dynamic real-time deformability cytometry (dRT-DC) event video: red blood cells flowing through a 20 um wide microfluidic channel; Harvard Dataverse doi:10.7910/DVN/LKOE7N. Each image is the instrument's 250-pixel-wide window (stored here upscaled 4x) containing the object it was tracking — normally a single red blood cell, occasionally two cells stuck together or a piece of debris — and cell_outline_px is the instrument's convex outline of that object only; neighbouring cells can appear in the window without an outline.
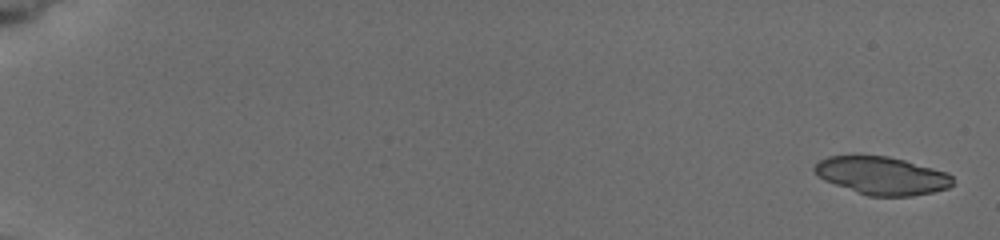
{"species": "common noctule bat (a hibernating species)", "species_latin": "Nyctalus noctula", "temperature_condition": "cold", "stored_images_in_passage": 16, "camera_frame_rate_fps": 3000, "um_per_image_px": 0.085, "animal": {"sex": "female", "body_mass_g": 19.5, "forearm_length_mm": 54.1}, "frame": {"image": 1, "passage_image": 1, "time_ms": 0.0, "image_size_px": [1000, 240], "cell_outline_px": [[952, 184], [948, 188], [932, 192], [912, 196], [868, 196], [824, 180], [816, 176], [812, 168], [820, 160], [828, 156], [888, 156], [904, 160], [948, 172], [952, 176]], "centroid_in_image_um": [74.95, 14.93], "position_along_channel_um": 10.0, "area_um2": 30.4}}
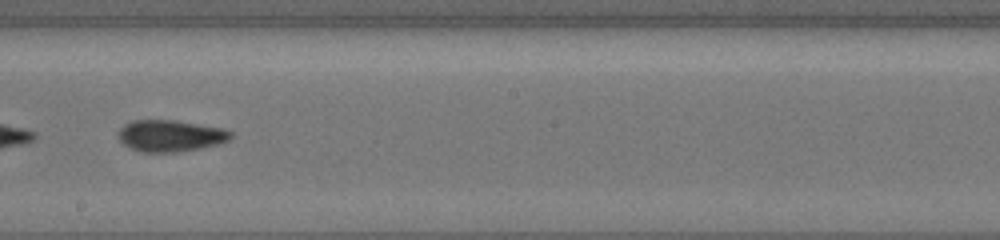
{"frame": {"image": 2, "passage_image": 11, "time_ms": 11.0, "image_size_px": [1000, 240], "cell_outline_px": [[232, 136], [228, 140], [216, 144], [200, 148], [180, 152], [140, 152], [124, 144], [120, 140], [120, 128], [124, 124], [132, 120], [176, 120], [224, 128], [232, 132]], "centroid_in_image_um": [14.5, 11.53], "position_along_channel_um": 233.7, "area_um2": 20.63}}
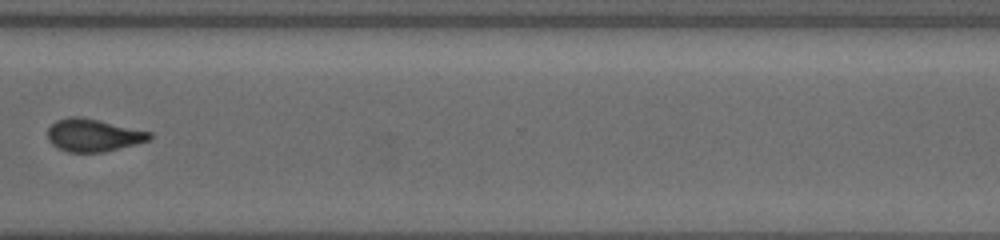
{"frame": {"image": 3, "passage_image": 14, "time_ms": 14.333, "image_size_px": [1000, 240], "cell_outline_px": [[152, 136], [148, 140], [136, 144], [104, 152], [68, 152], [52, 144], [48, 140], [48, 128], [56, 120], [68, 116], [80, 116], [100, 120], [152, 132]], "centroid_in_image_um": [7.92, 11.48], "position_along_channel_um": 362.7, "area_um2": 19.42}, "authors_computed_cell_mechanics": {"area_um2": 21.2415, "velocity_mm_per_s": 3.8781, "shape_relaxation_time_tau1_ms": 6.69, "shape_relaxation_time_tau2_ms": 1.7987, "deformation_change_tau1": 0.1493, "deformation_change_tau2": 0.0653}}